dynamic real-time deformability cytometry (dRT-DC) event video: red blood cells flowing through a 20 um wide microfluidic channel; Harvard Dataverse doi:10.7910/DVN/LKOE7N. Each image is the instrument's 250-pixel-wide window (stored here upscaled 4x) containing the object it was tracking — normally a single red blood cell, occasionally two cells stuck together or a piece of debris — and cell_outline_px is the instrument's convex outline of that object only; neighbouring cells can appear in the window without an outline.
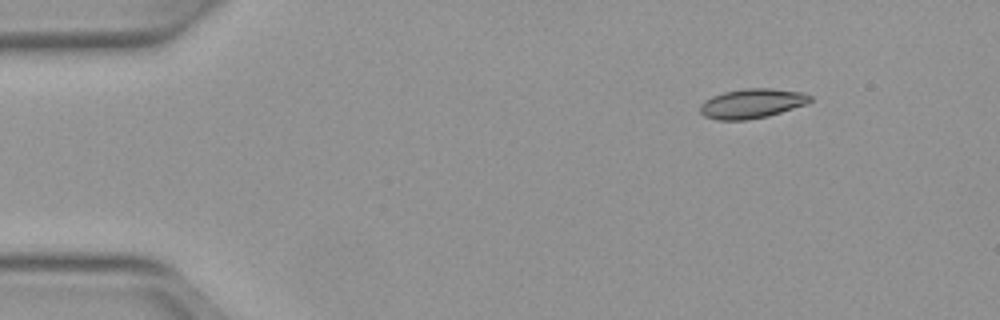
{"species": "Egyptian fruit bat (a non-hibernating species)", "species_latin": "Rousettus aegyptiacus", "temperature_condition": "warm", "stored_images_in_passage": 45, "camera_frame_rate_fps": 3000, "um_per_image_px": 0.085, "animal": {"sex": "female"}, "frame": {"image": 1, "passage_image": 1, "time_ms": 0.0, "image_size_px": [1000, 320], "cell_outline_px": [[812, 100], [808, 104], [768, 116], [748, 120], [716, 120], [704, 116], [700, 112], [700, 104], [704, 100], [712, 96], [724, 92], [744, 88], [772, 88], [804, 92], [812, 96]], "centroid_in_image_um": [63.93, 8.79], "position_along_channel_um": 21.1, "area_um2": 19.25}}
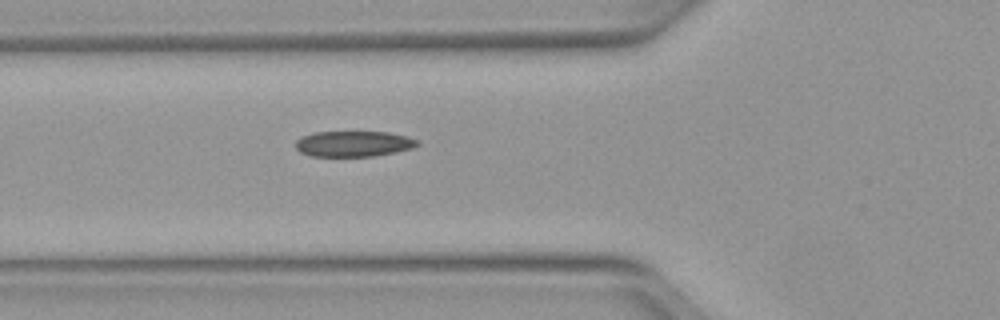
{"frame": {"image": 2, "passage_image": 13, "time_ms": 4.0, "image_size_px": [1000, 320], "cell_outline_px": [[420, 144], [412, 148], [396, 152], [372, 156], [308, 156], [300, 152], [296, 148], [296, 140], [300, 136], [312, 132], [388, 132], [408, 136], [420, 140]], "centroid_in_image_um": [30.05, 12.21], "position_along_channel_um": 95.7, "area_um2": 18.44}}
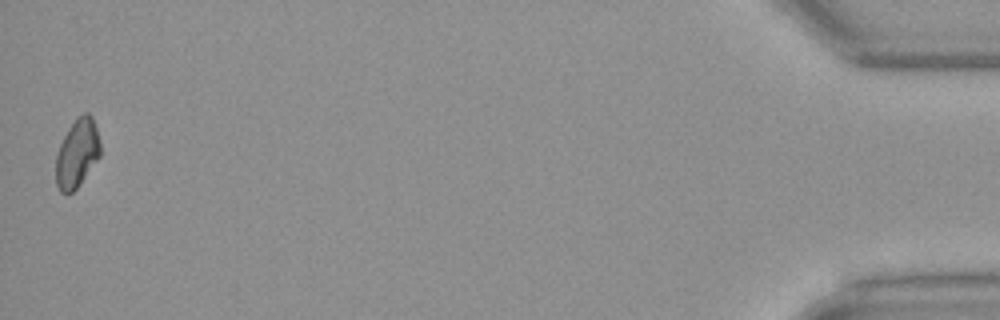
{"frame": {"image": 3, "passage_image": 45, "time_ms": 14.667, "image_size_px": [1000, 320], "cell_outline_px": [[100, 156], [76, 188], [72, 192], [60, 192], [56, 184], [56, 152], [68, 128], [76, 116], [84, 112], [88, 112], [92, 116], [96, 128], [100, 144]], "centroid_in_image_um": [6.54, 12.99], "position_along_channel_um": 428.7, "area_um2": 17.63}, "authors_computed_cell_mechanics": {"area_um2": 18.3226, "velocity_mm_per_s": 4.0101, "shape_relaxation_time_tau1_ms": null, "shape_relaxation_time_tau2_ms": 4.6148, "deformation_change_tau1": null, "deformation_change_tau2": 0.0924}}